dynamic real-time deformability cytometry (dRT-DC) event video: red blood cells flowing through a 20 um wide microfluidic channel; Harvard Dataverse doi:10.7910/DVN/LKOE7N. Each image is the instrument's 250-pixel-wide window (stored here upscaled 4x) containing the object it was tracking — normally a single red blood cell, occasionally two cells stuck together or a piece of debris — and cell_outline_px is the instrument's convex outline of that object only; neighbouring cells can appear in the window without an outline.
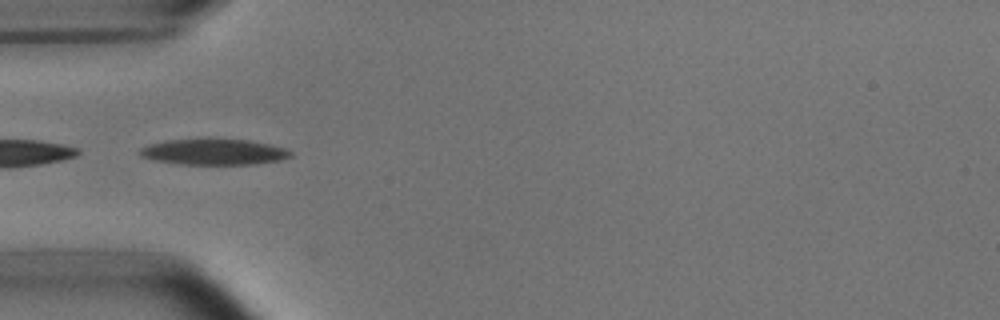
{"species": "common noctule bat (a hibernating species)", "species_latin": "Nyctalus noctula", "temperature_condition": "room temperature", "stored_images_in_passage": 8, "camera_frame_rate_fps": 3000, "um_per_image_px": 0.085, "animal": {"sex": "male", "body_mass_g": 15.6}, "frame": {"image": 1, "passage_image": 6, "time_ms": 1.667, "image_size_px": [1000, 320], "cell_outline_px": [[292, 156], [280, 160], [256, 164], [180, 164], [156, 160], [140, 156], [136, 152], [140, 148], [148, 144], [164, 140], [204, 136], [212, 136], [252, 140], [272, 144], [288, 148], [292, 152]], "centroid_in_image_um": [18.18, 12.85], "position_along_channel_um": 66.8, "area_um2": 24.1}}